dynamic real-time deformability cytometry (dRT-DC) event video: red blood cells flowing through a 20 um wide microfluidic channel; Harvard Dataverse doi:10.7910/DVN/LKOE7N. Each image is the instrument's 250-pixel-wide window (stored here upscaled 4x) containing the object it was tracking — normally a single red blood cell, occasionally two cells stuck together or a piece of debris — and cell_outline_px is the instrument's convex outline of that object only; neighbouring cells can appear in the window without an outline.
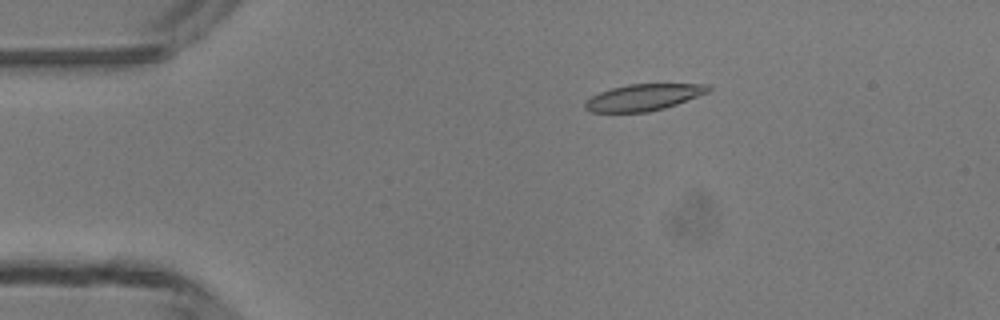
{"species": "common noctule bat (a hibernating species)", "species_latin": "Nyctalus noctula", "temperature_condition": "room temperature", "stored_images_in_passage": 5, "camera_frame_rate_fps": 3000, "um_per_image_px": 0.085, "animal": {"sex": "male", "body_mass_g": 13.3}, "frame": {"image": 1, "passage_image": 3, "time_ms": 2.333, "image_size_px": [1000, 320], "cell_outline_px": [[712, 88], [708, 92], [676, 104], [664, 108], [648, 112], [592, 112], [584, 108], [584, 104], [592, 96], [600, 92], [612, 88], [628, 84], [708, 84]], "centroid_in_image_um": [54.7, 8.27], "position_along_channel_um": 30.3, "area_um2": 18.84}}
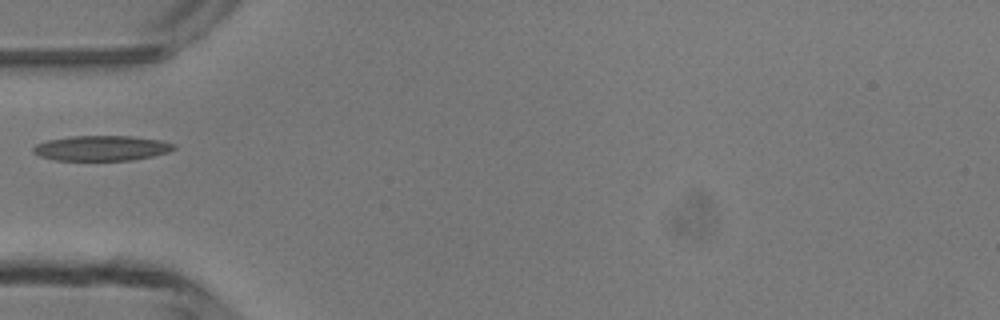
{"frame": {"image": 2, "passage_image": 5, "time_ms": 4.667, "image_size_px": [1000, 320], "cell_outline_px": [[176, 148], [168, 152], [152, 156], [132, 160], [52, 160], [40, 156], [32, 152], [32, 148], [36, 144], [48, 140], [72, 136], [128, 136], [160, 140], [176, 144]], "centroid_in_image_um": [8.62, 12.59], "position_along_channel_um": 76.4, "area_um2": 20.58}}